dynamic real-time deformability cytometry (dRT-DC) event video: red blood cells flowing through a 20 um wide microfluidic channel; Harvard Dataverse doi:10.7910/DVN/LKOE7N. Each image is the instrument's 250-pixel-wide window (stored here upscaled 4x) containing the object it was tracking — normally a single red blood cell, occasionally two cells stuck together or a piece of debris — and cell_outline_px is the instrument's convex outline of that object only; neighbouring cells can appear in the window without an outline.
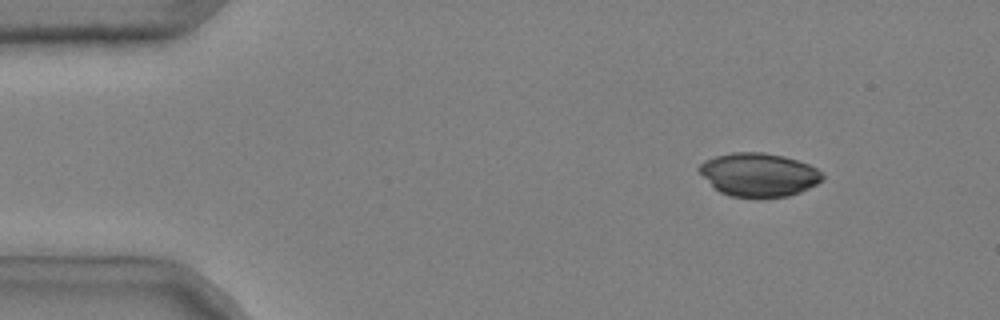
{"species": "common noctule bat (a hibernating species)", "species_latin": "Nyctalus noctula", "temperature_condition": "cold", "stored_images_in_passage": 49, "camera_frame_rate_fps": 3000, "um_per_image_px": 0.085, "animal": {"sex": "male", "body_mass_g": 20.4}, "frame": {"image": 1, "passage_image": 5, "time_ms": 1.333, "image_size_px": [1000, 320], "cell_outline_px": [[824, 180], [800, 192], [788, 196], [760, 200], [728, 196], [720, 192], [696, 168], [704, 160], [716, 156], [732, 152], [764, 152], [784, 156], [808, 164], [824, 172]], "centroid_in_image_um": [64.52, 14.88], "position_along_channel_um": 20.5, "area_um2": 31.79}}
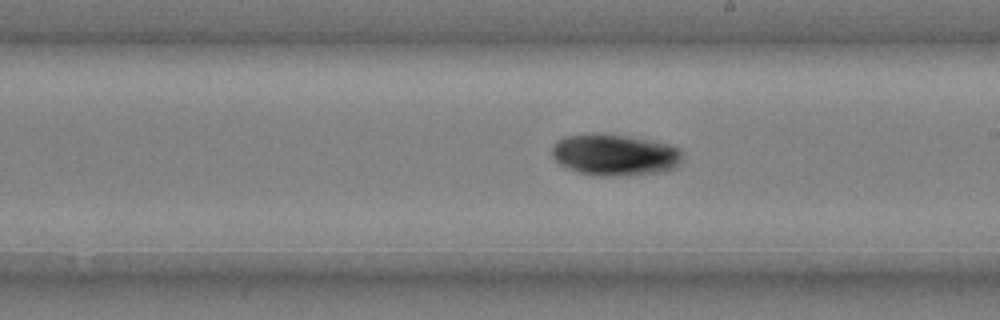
{"frame": {"image": 2, "passage_image": 29, "time_ms": 9.333, "image_size_px": [1000, 320], "cell_outline_px": [[680, 164], [676, 168], [664, 172], [628, 176], [596, 176], [580, 172], [568, 168], [560, 164], [552, 156], [552, 144], [556, 140], [564, 136], [592, 132], [596, 132], [628, 136], [652, 140], [668, 144], [680, 148]], "centroid_in_image_um": [52.24, 13.15], "position_along_channel_um": 236.8, "area_um2": 32.19}}
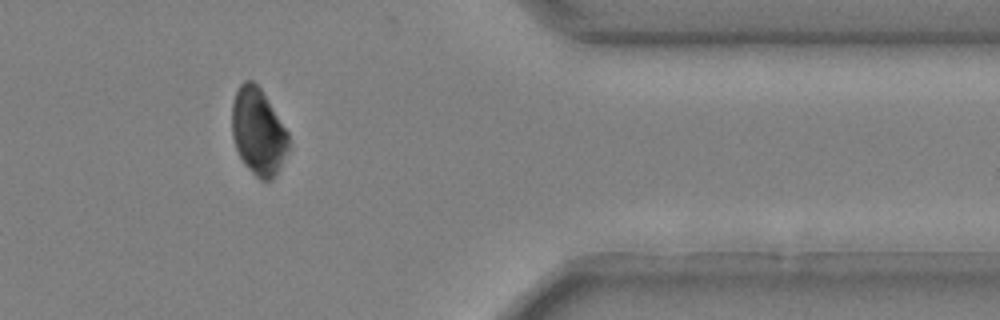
{"frame": {"image": 3, "passage_image": 43, "time_ms": 14.0, "image_size_px": [1000, 320], "cell_outline_px": [[288, 152], [276, 176], [272, 180], [260, 180], [244, 164], [236, 148], [232, 136], [232, 104], [236, 92], [240, 84], [244, 80], [252, 80], [260, 88], [288, 132]], "centroid_in_image_um": [21.95, 11.21], "position_along_channel_um": 389.5, "area_um2": 28.5}}